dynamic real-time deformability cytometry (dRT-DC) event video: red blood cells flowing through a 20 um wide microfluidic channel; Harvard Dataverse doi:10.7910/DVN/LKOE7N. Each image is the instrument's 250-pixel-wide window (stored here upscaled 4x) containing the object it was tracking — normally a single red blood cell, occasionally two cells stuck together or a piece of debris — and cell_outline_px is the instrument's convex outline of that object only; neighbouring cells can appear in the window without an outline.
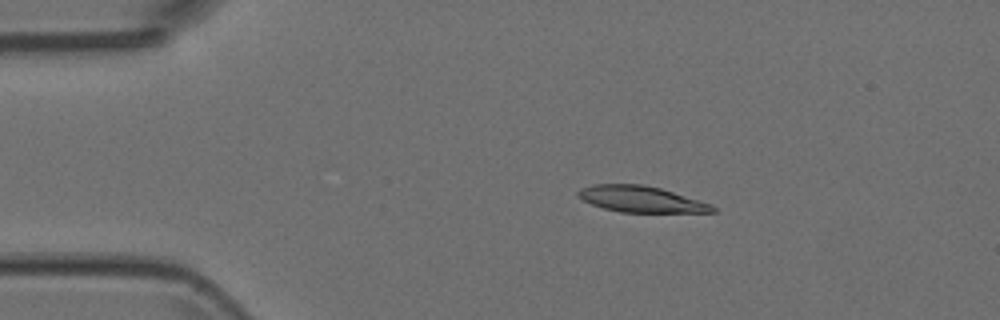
{"species": "Egyptian fruit bat (a non-hibernating species)", "species_latin": "Rousettus aegyptiacus", "temperature_condition": "room temperature", "stored_images_in_passage": 6, "camera_frame_rate_fps": 3000, "um_per_image_px": 0.085, "animal": {"sex": "female"}, "frame": {"image": 1, "passage_image": 3, "time_ms": 0.667, "image_size_px": [1000, 320], "cell_outline_px": [[716, 212], [620, 212], [604, 208], [592, 204], [576, 196], [576, 192], [580, 188], [592, 184], [644, 184], [660, 188], [712, 204], [716, 208]], "centroid_in_image_um": [54.46, 16.92], "position_along_channel_um": 30.5, "area_um2": 20.46}}
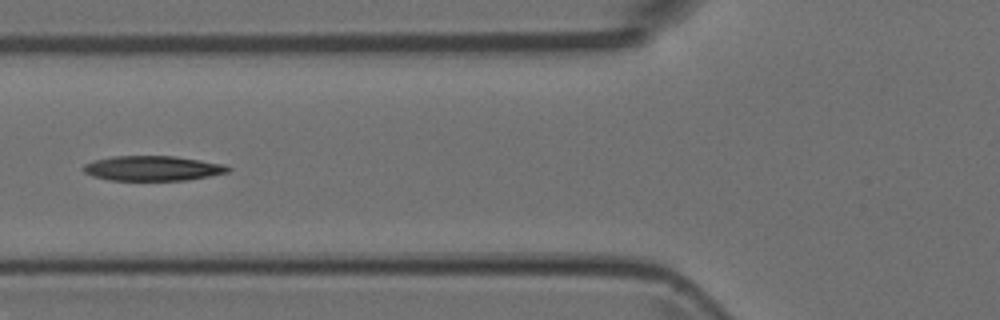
{"frame": {"image": 2, "passage_image": 5, "time_ms": 1.333, "image_size_px": [1000, 320], "cell_outline_px": [[232, 168], [228, 172], [188, 180], [108, 180], [92, 176], [84, 172], [80, 168], [84, 164], [96, 160], [112, 156], [172, 156], [200, 160], [224, 164]], "centroid_in_image_um": [12.95, 14.31], "position_along_channel_um": 112.9, "area_um2": 20.98}}
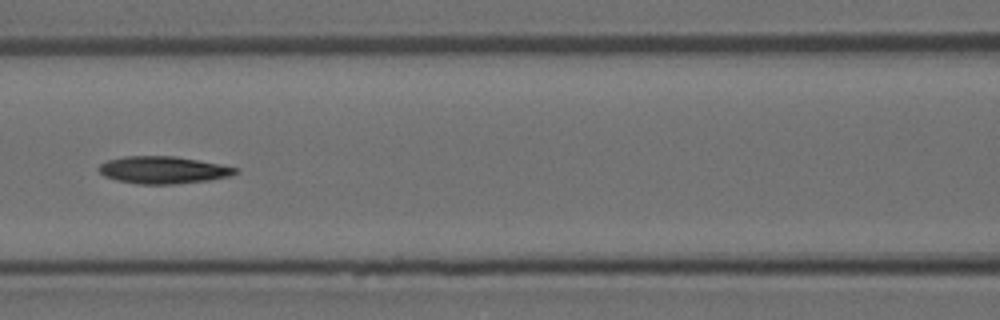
{"frame": {"image": 3, "passage_image": 6, "time_ms": 1.667, "image_size_px": [1000, 320], "cell_outline_px": [[240, 168], [236, 172], [228, 176], [208, 180], [176, 184], [136, 184], [116, 180], [104, 176], [96, 168], [100, 164], [108, 160], [124, 156], [176, 156], [220, 164]], "centroid_in_image_um": [13.83, 14.44], "position_along_channel_um": 152.8, "area_um2": 21.73}}